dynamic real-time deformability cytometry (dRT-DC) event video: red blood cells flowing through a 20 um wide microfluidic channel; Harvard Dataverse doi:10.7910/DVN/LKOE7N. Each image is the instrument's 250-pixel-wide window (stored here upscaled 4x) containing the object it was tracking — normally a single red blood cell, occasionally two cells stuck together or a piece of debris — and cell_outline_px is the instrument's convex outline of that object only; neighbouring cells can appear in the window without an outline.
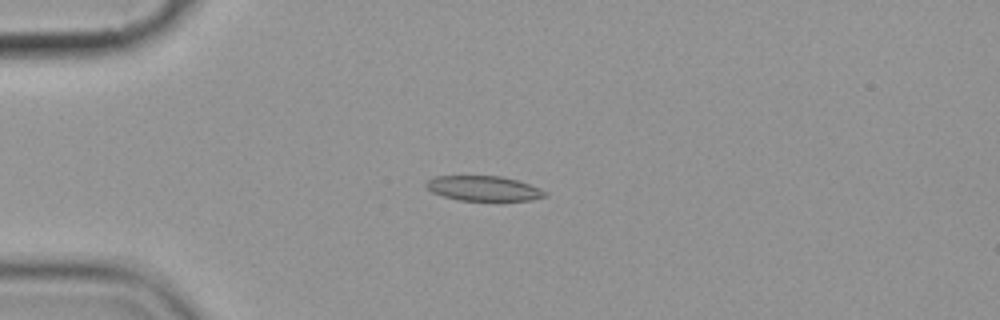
{"species": "common noctule bat (a hibernating species)", "species_latin": "Nyctalus noctula", "temperature_condition": "cold", "stored_images_in_passage": 10, "camera_frame_rate_fps": 3000, "um_per_image_px": 0.085, "animal": {"sex": "female", "body_mass_g": 19.9}, "frame": {"image": 1, "passage_image": 5, "time_ms": 4.667, "image_size_px": [1000, 320], "cell_outline_px": [[548, 196], [532, 200], [500, 204], [460, 200], [444, 196], [432, 192], [424, 184], [428, 180], [436, 176], [500, 176], [516, 180], [528, 184], [548, 192]], "centroid_in_image_um": [41.18, 16.07], "position_along_channel_um": 43.8, "area_um2": 18.09}}
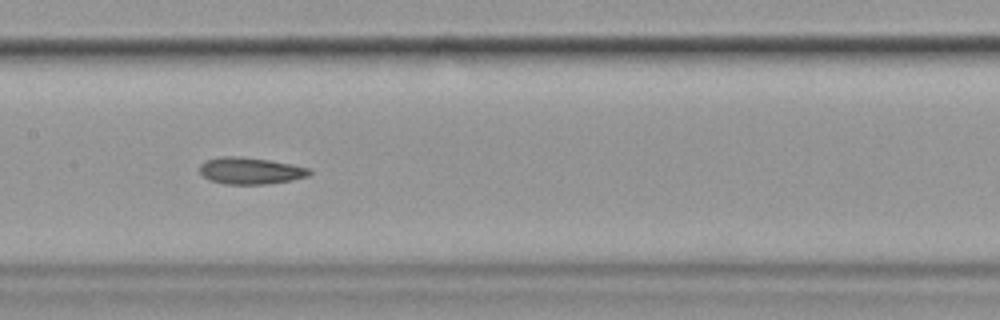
{"frame": {"image": 2, "passage_image": 9, "time_ms": 9.333, "image_size_px": [1000, 320], "cell_outline_px": [[312, 172], [308, 176], [292, 180], [268, 184], [224, 184], [208, 180], [200, 172], [200, 164], [208, 160], [220, 156], [240, 156], [268, 160], [292, 164], [308, 168]], "centroid_in_image_um": [21.28, 14.52], "position_along_channel_um": 186.1, "area_um2": 17.11}}
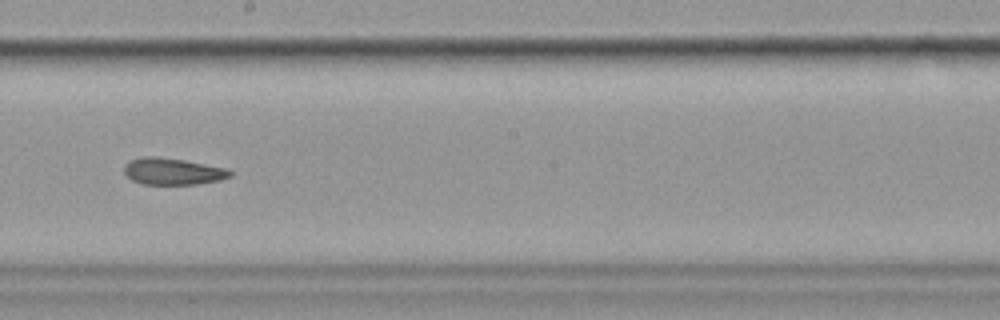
{"frame": {"image": 3, "passage_image": 10, "time_ms": 10.667, "image_size_px": [1000, 320], "cell_outline_px": [[232, 176], [220, 180], [196, 184], [144, 184], [132, 180], [124, 172], [124, 164], [132, 160], [144, 156], [156, 156], [184, 160], [228, 168], [232, 172]], "centroid_in_image_um": [14.71, 14.56], "position_along_channel_um": 233.5, "area_um2": 16.47}}